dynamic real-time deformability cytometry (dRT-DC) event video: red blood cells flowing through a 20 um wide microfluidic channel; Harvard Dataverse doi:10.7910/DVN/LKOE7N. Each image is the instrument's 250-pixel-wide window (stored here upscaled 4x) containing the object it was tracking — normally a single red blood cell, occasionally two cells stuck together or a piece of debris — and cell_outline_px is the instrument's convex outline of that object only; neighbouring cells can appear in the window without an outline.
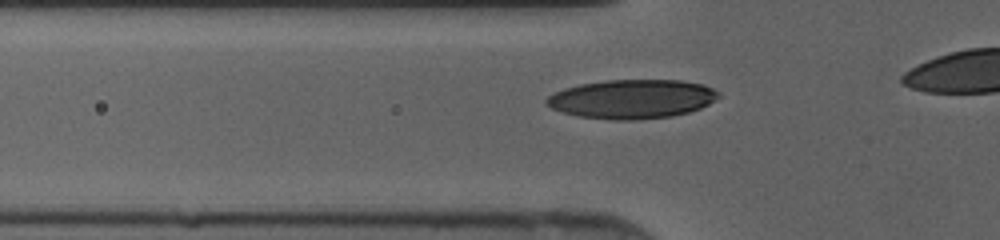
{"species": "human", "species_latin": "Homo sapiens", "temperature_condition": "cold", "stored_images_in_passage": 17, "camera_frame_rate_fps": 3000, "um_per_image_px": 0.085, "donor": {"sex": "female"}, "frame": {"image": 1, "passage_image": 6, "time_ms": 1.667, "image_size_px": [1000, 240], "cell_outline_px": [[720, 96], [708, 104], [700, 108], [688, 112], [672, 116], [632, 120], [612, 120], [580, 116], [564, 112], [552, 108], [544, 100], [548, 96], [564, 88], [580, 84], [604, 80], [680, 80], [704, 84], [720, 92]], "centroid_in_image_um": [53.74, 8.41], "position_along_channel_um": 72.1, "area_um2": 39.02}}
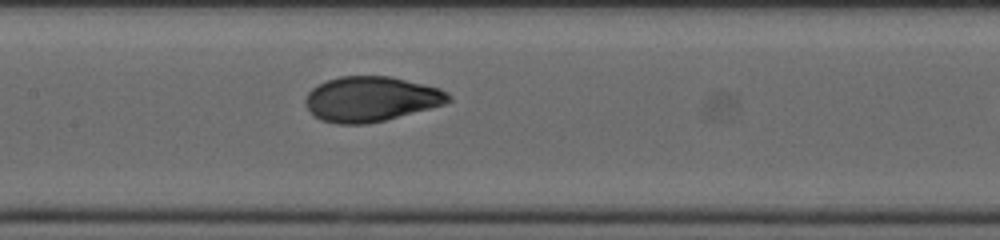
{"frame": {"image": 2, "passage_image": 13, "time_ms": 4.0, "image_size_px": [1000, 240], "cell_outline_px": [[452, 100], [444, 104], [384, 120], [368, 124], [336, 124], [320, 120], [308, 108], [304, 100], [308, 92], [312, 88], [328, 80], [340, 76], [392, 76], [440, 88], [448, 92], [452, 96]], "centroid_in_image_um": [31.55, 8.41], "position_along_channel_um": 175.8, "area_um2": 37.45}}
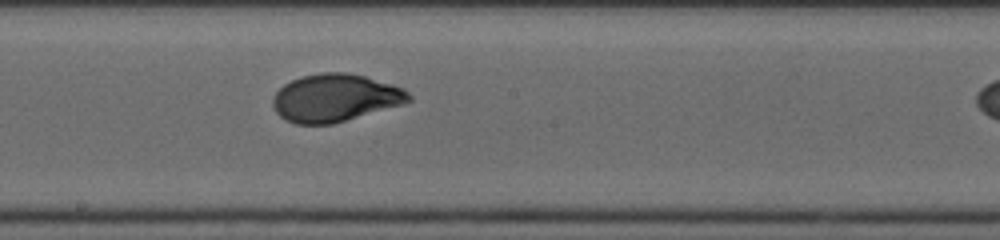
{"frame": {"image": 3, "passage_image": 16, "time_ms": 5.0, "image_size_px": [1000, 240], "cell_outline_px": [[412, 100], [400, 104], [332, 124], [296, 124], [280, 116], [276, 112], [272, 104], [272, 96], [284, 84], [300, 76], [324, 72], [344, 72], [364, 76], [392, 84], [404, 88], [412, 96]], "centroid_in_image_um": [28.46, 8.31], "position_along_channel_um": 219.7, "area_um2": 37.45}}